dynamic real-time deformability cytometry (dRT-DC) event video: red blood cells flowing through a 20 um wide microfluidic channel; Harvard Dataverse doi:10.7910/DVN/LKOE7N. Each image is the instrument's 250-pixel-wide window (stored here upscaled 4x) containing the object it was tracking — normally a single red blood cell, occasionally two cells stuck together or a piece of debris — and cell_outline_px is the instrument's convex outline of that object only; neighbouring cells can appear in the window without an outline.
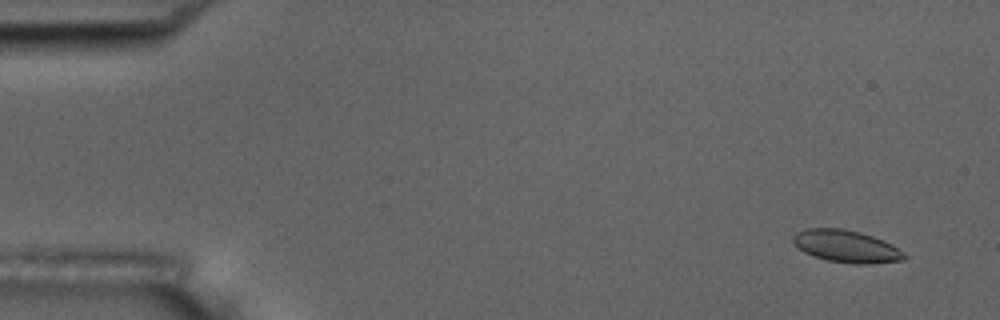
{"species": "common noctule bat (a hibernating species)", "species_latin": "Nyctalus noctula", "temperature_condition": "room temperature", "stored_images_in_passage": 16, "camera_frame_rate_fps": 3000, "um_per_image_px": 0.085, "animal": {"sex": "male", "body_mass_g": 17.5, "forearm_length_mm": 52.3}, "frame": {"image": 1, "passage_image": 1, "time_ms": 0.0, "image_size_px": [1000, 320], "cell_outline_px": [[908, 256], [904, 260], [872, 264], [852, 264], [828, 260], [812, 256], [804, 252], [792, 240], [792, 236], [796, 232], [804, 228], [844, 228], [860, 232], [872, 236], [892, 244], [904, 252]], "centroid_in_image_um": [71.95, 20.94], "position_along_channel_um": 13.0, "area_um2": 21.1}}
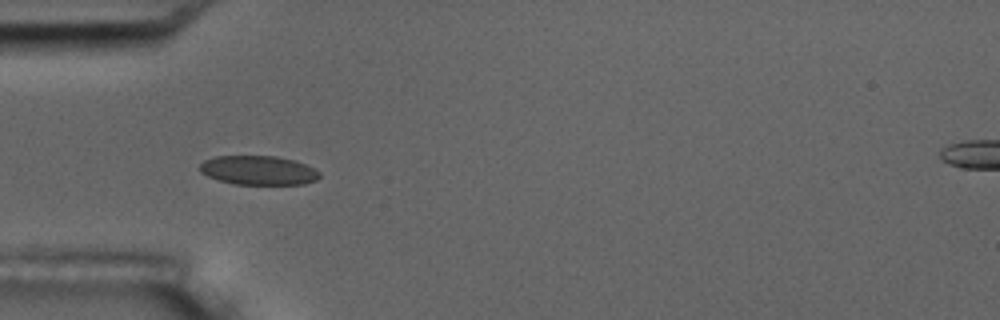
{"frame": {"image": 2, "passage_image": 5, "time_ms": 4.667, "image_size_px": [1000, 320], "cell_outline_px": [[320, 176], [316, 180], [304, 184], [232, 184], [208, 176], [200, 172], [200, 164], [204, 160], [216, 156], [276, 156], [296, 160], [320, 172]], "centroid_in_image_um": [21.96, 14.47], "position_along_channel_um": 63.0, "area_um2": 20.29}, "authors_computed_cell_mechanics": {"area_um2": 20.4901, "velocity_mm_per_s": 3.5847, "shape_relaxation_time_tau1_ms": 3.641, "shape_relaxation_time_tau2_ms": 0.7577, "deformation_change_tau1": 0.0486, "deformation_change_tau2": 0.0374}}